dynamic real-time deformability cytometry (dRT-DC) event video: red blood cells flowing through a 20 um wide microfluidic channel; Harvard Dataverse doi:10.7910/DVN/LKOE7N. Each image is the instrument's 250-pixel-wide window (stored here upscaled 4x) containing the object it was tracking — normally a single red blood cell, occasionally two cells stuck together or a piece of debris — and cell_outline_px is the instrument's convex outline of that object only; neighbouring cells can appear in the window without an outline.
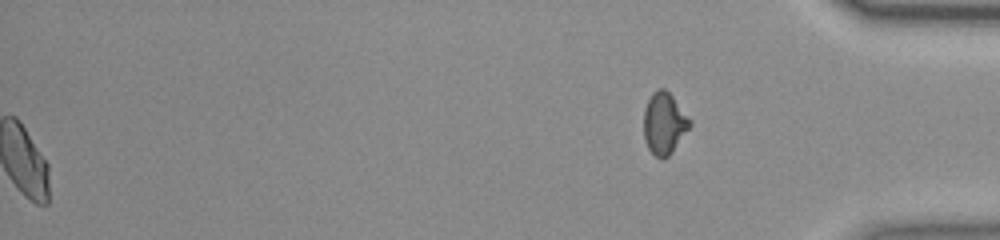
{"species": "common noctule bat (a hibernating species)", "species_latin": "Nyctalus noctula", "temperature_condition": "room temperature", "stored_images_in_passage": 53, "segment_of_instrument_passage": [2, 2], "camera_frame_rate_fps": 3000, "um_per_image_px": 0.085, "animal": {"sex": "female", "body_mass_g": 23.0, "forearm_length_mm": 53.4}, "frame": {"image": 1, "passage_image": 53, "time_ms": 17.333, "image_size_px": [1000, 240], "cell_outline_px": [[692, 124], [668, 156], [660, 160], [648, 148], [644, 140], [644, 108], [652, 92], [660, 88], [664, 88], [672, 96], [692, 120]], "centroid_in_image_um": [56.45, 10.47], "position_along_channel_um": 378.8, "area_um2": 16.47}}